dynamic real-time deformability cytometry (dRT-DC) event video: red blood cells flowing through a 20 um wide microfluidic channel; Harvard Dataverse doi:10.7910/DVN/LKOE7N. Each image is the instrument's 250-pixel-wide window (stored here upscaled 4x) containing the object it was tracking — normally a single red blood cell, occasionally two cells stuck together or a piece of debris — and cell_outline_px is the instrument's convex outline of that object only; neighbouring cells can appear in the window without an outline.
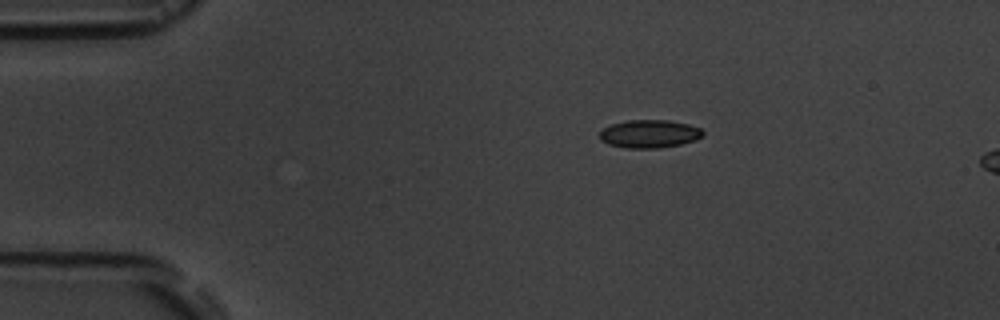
{"species": "common noctule bat (a hibernating species)", "species_latin": "Nyctalus noctula", "temperature_condition": "room temperature", "stored_images_in_passage": 5, "camera_frame_rate_fps": 3000, "um_per_image_px": 0.085, "animal": {"sex": "male", "body_mass_g": 19.5, "forearm_length_mm": 54.6}, "frame": {"image": 1, "passage_image": 5, "time_ms": 6.333, "image_size_px": [1000, 320], "cell_outline_px": [[704, 136], [696, 140], [680, 144], [656, 148], [628, 148], [608, 144], [600, 140], [600, 132], [604, 128], [612, 124], [628, 120], [668, 120], [688, 124], [700, 128], [704, 132]], "centroid_in_image_um": [55.22, 11.37], "position_along_channel_um": 29.8, "area_um2": 16.82}}